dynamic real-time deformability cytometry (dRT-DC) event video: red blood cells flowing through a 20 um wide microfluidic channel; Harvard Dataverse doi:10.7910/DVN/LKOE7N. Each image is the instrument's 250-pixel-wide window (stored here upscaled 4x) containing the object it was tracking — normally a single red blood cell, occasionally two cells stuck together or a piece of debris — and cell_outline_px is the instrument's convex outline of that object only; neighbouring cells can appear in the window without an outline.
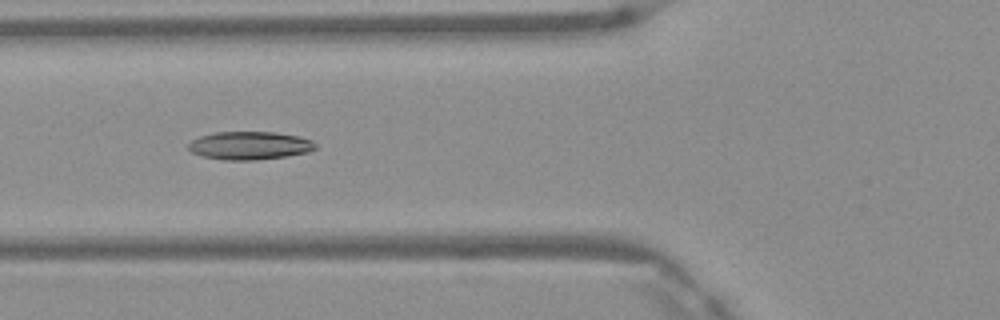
{"species": "Egyptian fruit bat (a non-hibernating species)", "species_latin": "Rousettus aegyptiacus", "temperature_condition": "warm", "stored_images_in_passage": 3, "camera_frame_rate_fps": 3000, "um_per_image_px": 0.085, "frame": {"image": 1, "passage_image": 2, "time_ms": 0.333, "image_size_px": [1000, 320], "cell_outline_px": [[316, 148], [308, 152], [288, 156], [256, 160], [224, 160], [204, 156], [192, 152], [188, 148], [188, 144], [192, 140], [200, 136], [216, 132], [276, 132], [300, 136], [312, 140], [316, 144]], "centroid_in_image_um": [21.25, 12.37], "position_along_channel_um": 104.5, "area_um2": 20.87}}
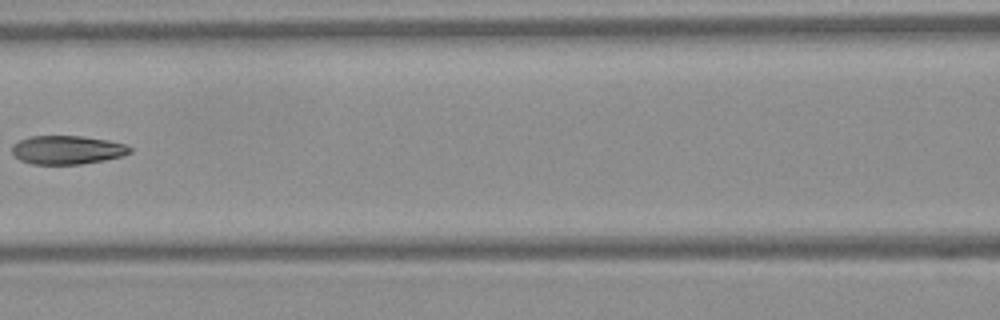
{"frame": {"image": 2, "passage_image": 3, "time_ms": 0.667, "image_size_px": [1000, 320], "cell_outline_px": [[132, 152], [120, 156], [104, 160], [80, 164], [32, 164], [20, 160], [12, 152], [12, 144], [28, 136], [84, 136], [108, 140], [124, 144], [132, 148]], "centroid_in_image_um": [5.7, 12.73], "position_along_channel_um": 160.9, "area_um2": 19.65}}